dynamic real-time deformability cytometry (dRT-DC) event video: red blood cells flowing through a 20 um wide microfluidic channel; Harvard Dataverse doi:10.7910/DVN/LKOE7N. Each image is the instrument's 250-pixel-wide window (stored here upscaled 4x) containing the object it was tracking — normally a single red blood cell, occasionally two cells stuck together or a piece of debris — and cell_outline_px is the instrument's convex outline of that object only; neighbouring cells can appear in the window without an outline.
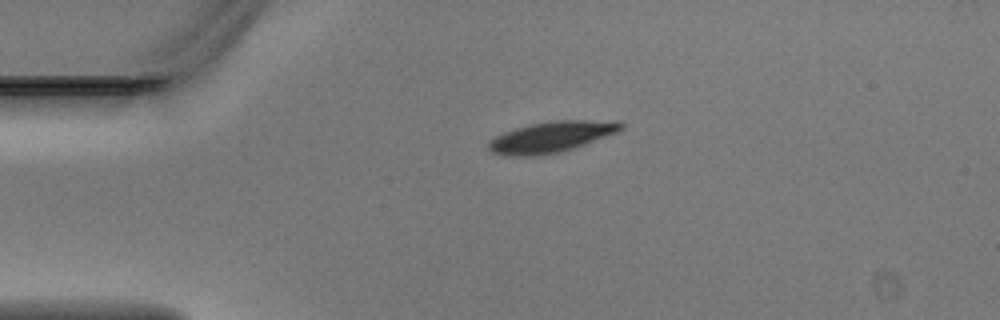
{"species": "Egyptian fruit bat (a non-hibernating species)", "species_latin": "Rousettus aegyptiacus", "temperature_condition": "warm", "stored_images_in_passage": 4, "camera_frame_rate_fps": 3000, "um_per_image_px": 0.085, "animal": {"sex": "male"}, "frame": {"image": 1, "passage_image": 3, "time_ms": 0.667, "image_size_px": [1000, 320], "cell_outline_px": [[624, 128], [616, 132], [584, 144], [560, 152], [532, 156], [504, 156], [492, 152], [488, 148], [488, 144], [496, 136], [504, 132], [516, 128], [532, 124], [556, 120], [620, 120], [624, 124]], "centroid_in_image_um": [46.89, 11.63], "position_along_channel_um": 38.1, "area_um2": 23.64}}